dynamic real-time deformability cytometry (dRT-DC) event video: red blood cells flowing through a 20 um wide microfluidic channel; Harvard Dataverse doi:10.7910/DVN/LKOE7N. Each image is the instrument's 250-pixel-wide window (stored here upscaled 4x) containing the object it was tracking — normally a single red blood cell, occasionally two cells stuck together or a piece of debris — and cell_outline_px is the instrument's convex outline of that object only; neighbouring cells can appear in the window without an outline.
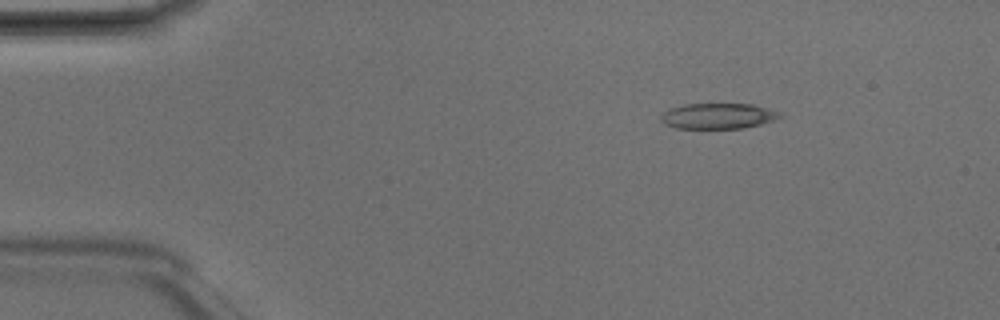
{"species": "Egyptian fruit bat (a non-hibernating species)", "species_latin": "Rousettus aegyptiacus", "temperature_condition": "room temperature", "stored_images_in_passage": 3, "camera_frame_rate_fps": 3000, "um_per_image_px": 0.085, "animal": {"sex": "male"}, "frame": {"image": 1, "passage_image": 3, "time_ms": 0.667, "image_size_px": [1000, 320], "cell_outline_px": [[784, 116], [776, 120], [744, 128], [676, 128], [664, 124], [660, 120], [660, 116], [664, 112], [672, 108], [684, 104], [752, 104], [784, 112]], "centroid_in_image_um": [61.1, 9.86], "position_along_channel_um": 23.9, "area_um2": 17.92}}